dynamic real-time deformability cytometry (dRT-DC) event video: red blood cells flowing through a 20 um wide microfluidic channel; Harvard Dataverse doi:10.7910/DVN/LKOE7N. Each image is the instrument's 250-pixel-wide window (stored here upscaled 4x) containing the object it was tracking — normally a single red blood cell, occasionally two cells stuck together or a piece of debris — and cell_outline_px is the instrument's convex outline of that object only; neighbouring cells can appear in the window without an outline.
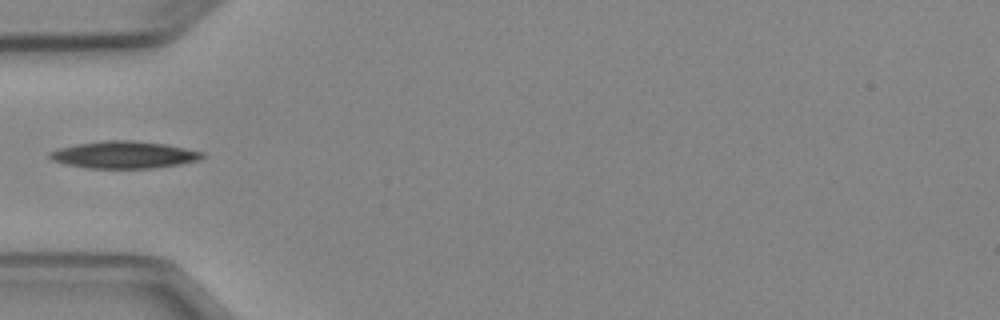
{"species": "Egyptian fruit bat (a non-hibernating species)", "species_latin": "Rousettus aegyptiacus", "temperature_condition": "cold", "stored_images_in_passage": 3, "camera_frame_rate_fps": 3000, "um_per_image_px": 0.085, "animal": {"sex": "female"}, "frame": {"image": 1, "passage_image": 3, "time_ms": 2.333, "image_size_px": [1000, 320], "cell_outline_px": [[204, 156], [200, 160], [180, 164], [152, 168], [88, 168], [68, 164], [52, 160], [48, 156], [48, 152], [60, 148], [76, 144], [104, 140], [136, 140], [168, 144], [204, 152]], "centroid_in_image_um": [10.57, 13.14], "position_along_channel_um": 74.4, "area_um2": 24.22}}